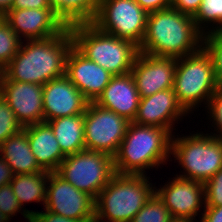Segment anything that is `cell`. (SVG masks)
<instances>
[{
	"label": "cell",
	"mask_w": 222,
	"mask_h": 222,
	"mask_svg": "<svg viewBox=\"0 0 222 222\" xmlns=\"http://www.w3.org/2000/svg\"><path fill=\"white\" fill-rule=\"evenodd\" d=\"M188 112L178 102L173 89L159 91L151 96L140 98L134 123L157 126L167 129L172 134L175 121Z\"/></svg>",
	"instance_id": "obj_18"
},
{
	"label": "cell",
	"mask_w": 222,
	"mask_h": 222,
	"mask_svg": "<svg viewBox=\"0 0 222 222\" xmlns=\"http://www.w3.org/2000/svg\"><path fill=\"white\" fill-rule=\"evenodd\" d=\"M155 193L168 208L172 217L194 221L202 204L205 205L204 183L179 176L161 189L155 188Z\"/></svg>",
	"instance_id": "obj_15"
},
{
	"label": "cell",
	"mask_w": 222,
	"mask_h": 222,
	"mask_svg": "<svg viewBox=\"0 0 222 222\" xmlns=\"http://www.w3.org/2000/svg\"><path fill=\"white\" fill-rule=\"evenodd\" d=\"M177 61V58L139 52L135 58L131 74L140 98L151 96L166 89H173Z\"/></svg>",
	"instance_id": "obj_14"
},
{
	"label": "cell",
	"mask_w": 222,
	"mask_h": 222,
	"mask_svg": "<svg viewBox=\"0 0 222 222\" xmlns=\"http://www.w3.org/2000/svg\"><path fill=\"white\" fill-rule=\"evenodd\" d=\"M203 0H170V6L181 13L194 16Z\"/></svg>",
	"instance_id": "obj_34"
},
{
	"label": "cell",
	"mask_w": 222,
	"mask_h": 222,
	"mask_svg": "<svg viewBox=\"0 0 222 222\" xmlns=\"http://www.w3.org/2000/svg\"><path fill=\"white\" fill-rule=\"evenodd\" d=\"M169 222H194L192 220H189L187 218H178V217H172Z\"/></svg>",
	"instance_id": "obj_39"
},
{
	"label": "cell",
	"mask_w": 222,
	"mask_h": 222,
	"mask_svg": "<svg viewBox=\"0 0 222 222\" xmlns=\"http://www.w3.org/2000/svg\"><path fill=\"white\" fill-rule=\"evenodd\" d=\"M0 156L7 162L14 175L44 171L32 153L27 132L24 129L13 134L0 145Z\"/></svg>",
	"instance_id": "obj_21"
},
{
	"label": "cell",
	"mask_w": 222,
	"mask_h": 222,
	"mask_svg": "<svg viewBox=\"0 0 222 222\" xmlns=\"http://www.w3.org/2000/svg\"><path fill=\"white\" fill-rule=\"evenodd\" d=\"M172 218L168 208L156 193L139 210L131 222H169Z\"/></svg>",
	"instance_id": "obj_26"
},
{
	"label": "cell",
	"mask_w": 222,
	"mask_h": 222,
	"mask_svg": "<svg viewBox=\"0 0 222 222\" xmlns=\"http://www.w3.org/2000/svg\"><path fill=\"white\" fill-rule=\"evenodd\" d=\"M49 172L14 175L10 185L22 207L24 203L43 201L45 205Z\"/></svg>",
	"instance_id": "obj_23"
},
{
	"label": "cell",
	"mask_w": 222,
	"mask_h": 222,
	"mask_svg": "<svg viewBox=\"0 0 222 222\" xmlns=\"http://www.w3.org/2000/svg\"><path fill=\"white\" fill-rule=\"evenodd\" d=\"M219 87L212 57L204 47L191 55L178 58L173 91L178 102L188 113L205 100L207 105Z\"/></svg>",
	"instance_id": "obj_7"
},
{
	"label": "cell",
	"mask_w": 222,
	"mask_h": 222,
	"mask_svg": "<svg viewBox=\"0 0 222 222\" xmlns=\"http://www.w3.org/2000/svg\"><path fill=\"white\" fill-rule=\"evenodd\" d=\"M22 42L17 54L2 70L10 81L45 85L66 74V59L74 45L67 27L61 34Z\"/></svg>",
	"instance_id": "obj_1"
},
{
	"label": "cell",
	"mask_w": 222,
	"mask_h": 222,
	"mask_svg": "<svg viewBox=\"0 0 222 222\" xmlns=\"http://www.w3.org/2000/svg\"><path fill=\"white\" fill-rule=\"evenodd\" d=\"M206 108H208V113L213 119L214 126L216 125V131L219 134H213L212 136L222 139V86H220L210 97ZM210 111V112H209Z\"/></svg>",
	"instance_id": "obj_32"
},
{
	"label": "cell",
	"mask_w": 222,
	"mask_h": 222,
	"mask_svg": "<svg viewBox=\"0 0 222 222\" xmlns=\"http://www.w3.org/2000/svg\"><path fill=\"white\" fill-rule=\"evenodd\" d=\"M14 0H0V13L5 14L11 9Z\"/></svg>",
	"instance_id": "obj_38"
},
{
	"label": "cell",
	"mask_w": 222,
	"mask_h": 222,
	"mask_svg": "<svg viewBox=\"0 0 222 222\" xmlns=\"http://www.w3.org/2000/svg\"><path fill=\"white\" fill-rule=\"evenodd\" d=\"M203 44L212 57L217 83L222 86V30L205 33Z\"/></svg>",
	"instance_id": "obj_27"
},
{
	"label": "cell",
	"mask_w": 222,
	"mask_h": 222,
	"mask_svg": "<svg viewBox=\"0 0 222 222\" xmlns=\"http://www.w3.org/2000/svg\"><path fill=\"white\" fill-rule=\"evenodd\" d=\"M13 172L7 162L0 156V187L9 184L13 179Z\"/></svg>",
	"instance_id": "obj_37"
},
{
	"label": "cell",
	"mask_w": 222,
	"mask_h": 222,
	"mask_svg": "<svg viewBox=\"0 0 222 222\" xmlns=\"http://www.w3.org/2000/svg\"><path fill=\"white\" fill-rule=\"evenodd\" d=\"M46 123L51 127L65 156L85 150L84 113L55 118Z\"/></svg>",
	"instance_id": "obj_22"
},
{
	"label": "cell",
	"mask_w": 222,
	"mask_h": 222,
	"mask_svg": "<svg viewBox=\"0 0 222 222\" xmlns=\"http://www.w3.org/2000/svg\"><path fill=\"white\" fill-rule=\"evenodd\" d=\"M56 173L96 199L115 174L114 160L105 153L85 149L66 156Z\"/></svg>",
	"instance_id": "obj_9"
},
{
	"label": "cell",
	"mask_w": 222,
	"mask_h": 222,
	"mask_svg": "<svg viewBox=\"0 0 222 222\" xmlns=\"http://www.w3.org/2000/svg\"><path fill=\"white\" fill-rule=\"evenodd\" d=\"M172 134L157 126L130 122L126 135L113 157L115 173L145 175L170 157Z\"/></svg>",
	"instance_id": "obj_4"
},
{
	"label": "cell",
	"mask_w": 222,
	"mask_h": 222,
	"mask_svg": "<svg viewBox=\"0 0 222 222\" xmlns=\"http://www.w3.org/2000/svg\"><path fill=\"white\" fill-rule=\"evenodd\" d=\"M20 39L9 24L3 20L0 23V69L3 70L19 51Z\"/></svg>",
	"instance_id": "obj_25"
},
{
	"label": "cell",
	"mask_w": 222,
	"mask_h": 222,
	"mask_svg": "<svg viewBox=\"0 0 222 222\" xmlns=\"http://www.w3.org/2000/svg\"><path fill=\"white\" fill-rule=\"evenodd\" d=\"M130 121L117 113L89 102L84 113L85 149L114 157Z\"/></svg>",
	"instance_id": "obj_10"
},
{
	"label": "cell",
	"mask_w": 222,
	"mask_h": 222,
	"mask_svg": "<svg viewBox=\"0 0 222 222\" xmlns=\"http://www.w3.org/2000/svg\"><path fill=\"white\" fill-rule=\"evenodd\" d=\"M171 154L185 170L176 176L205 183L222 168V139L208 133L172 137Z\"/></svg>",
	"instance_id": "obj_8"
},
{
	"label": "cell",
	"mask_w": 222,
	"mask_h": 222,
	"mask_svg": "<svg viewBox=\"0 0 222 222\" xmlns=\"http://www.w3.org/2000/svg\"><path fill=\"white\" fill-rule=\"evenodd\" d=\"M78 8L10 9L4 20L25 40L44 39L61 34Z\"/></svg>",
	"instance_id": "obj_11"
},
{
	"label": "cell",
	"mask_w": 222,
	"mask_h": 222,
	"mask_svg": "<svg viewBox=\"0 0 222 222\" xmlns=\"http://www.w3.org/2000/svg\"><path fill=\"white\" fill-rule=\"evenodd\" d=\"M38 165L47 172H56L61 162L66 158L58 141L46 123H36L23 128Z\"/></svg>",
	"instance_id": "obj_20"
},
{
	"label": "cell",
	"mask_w": 222,
	"mask_h": 222,
	"mask_svg": "<svg viewBox=\"0 0 222 222\" xmlns=\"http://www.w3.org/2000/svg\"><path fill=\"white\" fill-rule=\"evenodd\" d=\"M140 102V95L130 73L112 76L103 93L95 101L99 106L111 110L133 122Z\"/></svg>",
	"instance_id": "obj_19"
},
{
	"label": "cell",
	"mask_w": 222,
	"mask_h": 222,
	"mask_svg": "<svg viewBox=\"0 0 222 222\" xmlns=\"http://www.w3.org/2000/svg\"><path fill=\"white\" fill-rule=\"evenodd\" d=\"M193 19L197 28L204 35L210 31L222 30V0H203ZM205 22L208 26L213 23L216 27L205 32L208 27Z\"/></svg>",
	"instance_id": "obj_24"
},
{
	"label": "cell",
	"mask_w": 222,
	"mask_h": 222,
	"mask_svg": "<svg viewBox=\"0 0 222 222\" xmlns=\"http://www.w3.org/2000/svg\"><path fill=\"white\" fill-rule=\"evenodd\" d=\"M20 209V210H19ZM21 206L17 200V197L14 195V191L9 184H5L0 187V211L7 217L11 219L16 212L21 211Z\"/></svg>",
	"instance_id": "obj_31"
},
{
	"label": "cell",
	"mask_w": 222,
	"mask_h": 222,
	"mask_svg": "<svg viewBox=\"0 0 222 222\" xmlns=\"http://www.w3.org/2000/svg\"><path fill=\"white\" fill-rule=\"evenodd\" d=\"M204 188V206H222V168L204 183Z\"/></svg>",
	"instance_id": "obj_30"
},
{
	"label": "cell",
	"mask_w": 222,
	"mask_h": 222,
	"mask_svg": "<svg viewBox=\"0 0 222 222\" xmlns=\"http://www.w3.org/2000/svg\"><path fill=\"white\" fill-rule=\"evenodd\" d=\"M0 95L7 102L23 128L44 122L43 85L10 81L2 73Z\"/></svg>",
	"instance_id": "obj_13"
},
{
	"label": "cell",
	"mask_w": 222,
	"mask_h": 222,
	"mask_svg": "<svg viewBox=\"0 0 222 222\" xmlns=\"http://www.w3.org/2000/svg\"><path fill=\"white\" fill-rule=\"evenodd\" d=\"M149 178L115 173L95 199L94 222H131L155 193Z\"/></svg>",
	"instance_id": "obj_5"
},
{
	"label": "cell",
	"mask_w": 222,
	"mask_h": 222,
	"mask_svg": "<svg viewBox=\"0 0 222 222\" xmlns=\"http://www.w3.org/2000/svg\"><path fill=\"white\" fill-rule=\"evenodd\" d=\"M4 20V15L0 13V23Z\"/></svg>",
	"instance_id": "obj_41"
},
{
	"label": "cell",
	"mask_w": 222,
	"mask_h": 222,
	"mask_svg": "<svg viewBox=\"0 0 222 222\" xmlns=\"http://www.w3.org/2000/svg\"><path fill=\"white\" fill-rule=\"evenodd\" d=\"M201 222H222V206H203Z\"/></svg>",
	"instance_id": "obj_36"
},
{
	"label": "cell",
	"mask_w": 222,
	"mask_h": 222,
	"mask_svg": "<svg viewBox=\"0 0 222 222\" xmlns=\"http://www.w3.org/2000/svg\"><path fill=\"white\" fill-rule=\"evenodd\" d=\"M204 34L194 19L173 7L148 13L146 31L139 52L148 55L182 58L203 47Z\"/></svg>",
	"instance_id": "obj_2"
},
{
	"label": "cell",
	"mask_w": 222,
	"mask_h": 222,
	"mask_svg": "<svg viewBox=\"0 0 222 222\" xmlns=\"http://www.w3.org/2000/svg\"><path fill=\"white\" fill-rule=\"evenodd\" d=\"M44 209L80 221H95V199L56 172H49Z\"/></svg>",
	"instance_id": "obj_12"
},
{
	"label": "cell",
	"mask_w": 222,
	"mask_h": 222,
	"mask_svg": "<svg viewBox=\"0 0 222 222\" xmlns=\"http://www.w3.org/2000/svg\"><path fill=\"white\" fill-rule=\"evenodd\" d=\"M23 212L22 215L27 219L31 220L32 222H94V221H80V220H74L71 218H66L60 215H57L52 212H48L45 210V212H35V211H29L22 209Z\"/></svg>",
	"instance_id": "obj_33"
},
{
	"label": "cell",
	"mask_w": 222,
	"mask_h": 222,
	"mask_svg": "<svg viewBox=\"0 0 222 222\" xmlns=\"http://www.w3.org/2000/svg\"><path fill=\"white\" fill-rule=\"evenodd\" d=\"M23 129L7 102L0 95V145Z\"/></svg>",
	"instance_id": "obj_28"
},
{
	"label": "cell",
	"mask_w": 222,
	"mask_h": 222,
	"mask_svg": "<svg viewBox=\"0 0 222 222\" xmlns=\"http://www.w3.org/2000/svg\"><path fill=\"white\" fill-rule=\"evenodd\" d=\"M78 10L100 31L141 45L148 13L135 0H78Z\"/></svg>",
	"instance_id": "obj_6"
},
{
	"label": "cell",
	"mask_w": 222,
	"mask_h": 222,
	"mask_svg": "<svg viewBox=\"0 0 222 222\" xmlns=\"http://www.w3.org/2000/svg\"><path fill=\"white\" fill-rule=\"evenodd\" d=\"M89 102H95L110 82L112 75L84 56L74 45L66 59V74Z\"/></svg>",
	"instance_id": "obj_17"
},
{
	"label": "cell",
	"mask_w": 222,
	"mask_h": 222,
	"mask_svg": "<svg viewBox=\"0 0 222 222\" xmlns=\"http://www.w3.org/2000/svg\"><path fill=\"white\" fill-rule=\"evenodd\" d=\"M44 122L85 113L89 101L64 75L43 85Z\"/></svg>",
	"instance_id": "obj_16"
},
{
	"label": "cell",
	"mask_w": 222,
	"mask_h": 222,
	"mask_svg": "<svg viewBox=\"0 0 222 222\" xmlns=\"http://www.w3.org/2000/svg\"><path fill=\"white\" fill-rule=\"evenodd\" d=\"M68 27L74 46L88 59L112 76L131 72L139 53L133 42L100 31L79 10L72 15Z\"/></svg>",
	"instance_id": "obj_3"
},
{
	"label": "cell",
	"mask_w": 222,
	"mask_h": 222,
	"mask_svg": "<svg viewBox=\"0 0 222 222\" xmlns=\"http://www.w3.org/2000/svg\"><path fill=\"white\" fill-rule=\"evenodd\" d=\"M78 8V0H14L11 9Z\"/></svg>",
	"instance_id": "obj_29"
},
{
	"label": "cell",
	"mask_w": 222,
	"mask_h": 222,
	"mask_svg": "<svg viewBox=\"0 0 222 222\" xmlns=\"http://www.w3.org/2000/svg\"><path fill=\"white\" fill-rule=\"evenodd\" d=\"M147 13L170 7V0H135Z\"/></svg>",
	"instance_id": "obj_35"
},
{
	"label": "cell",
	"mask_w": 222,
	"mask_h": 222,
	"mask_svg": "<svg viewBox=\"0 0 222 222\" xmlns=\"http://www.w3.org/2000/svg\"><path fill=\"white\" fill-rule=\"evenodd\" d=\"M0 222H9V219L0 211Z\"/></svg>",
	"instance_id": "obj_40"
}]
</instances>
